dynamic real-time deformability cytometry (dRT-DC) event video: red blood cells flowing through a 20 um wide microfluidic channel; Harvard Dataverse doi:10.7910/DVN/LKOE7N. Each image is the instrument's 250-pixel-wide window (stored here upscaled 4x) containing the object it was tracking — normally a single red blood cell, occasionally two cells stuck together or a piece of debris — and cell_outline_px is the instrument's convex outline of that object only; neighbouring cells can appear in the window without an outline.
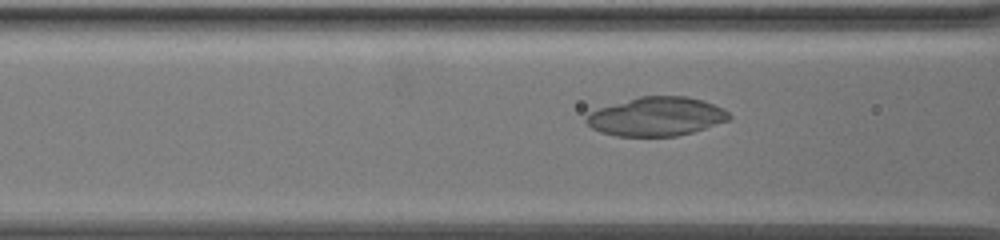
{"species": "common noctule bat (a hibernating species)", "species_latin": "Nyctalus noctula", "temperature_condition": "warm", "stored_images_in_passage": 46, "camera_frame_rate_fps": 3000, "um_per_image_px": 0.085, "animal": {"sex": "female", "body_mass_g": 19.5, "forearm_length_mm": 54.1}, "frame": {"image": 1, "passage_image": 6, "time_ms": 1.667, "image_size_px": [1000, 240], "cell_outline_px": [[732, 116], [728, 120], [692, 132], [676, 136], [616, 136], [600, 132], [592, 128], [584, 120], [592, 112], [600, 108], [640, 96], [688, 96], [704, 100], [724, 108]], "centroid_in_image_um": [55.83, 9.9], "position_along_channel_um": 110.8, "area_um2": 32.14}}
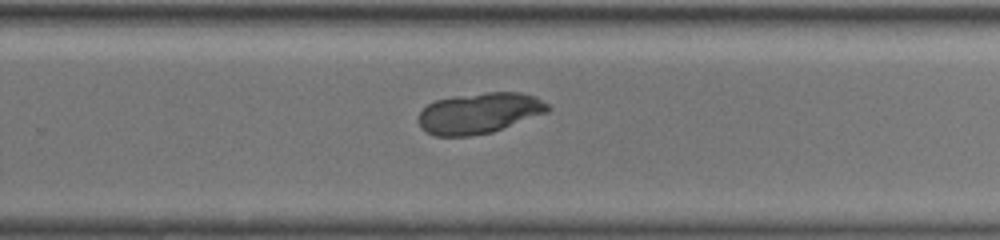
{"frame": {"image": 2, "passage_image": 24, "time_ms": 7.667, "image_size_px": [1000, 240], "cell_outline_px": [[552, 108], [548, 112], [492, 132], [468, 136], [436, 136], [420, 128], [420, 112], [428, 104], [436, 100], [452, 96], [484, 92], [520, 92], [536, 96], [548, 104]], "centroid_in_image_um": [40.77, 9.6], "position_along_channel_um": 289.0, "area_um2": 30.75}}
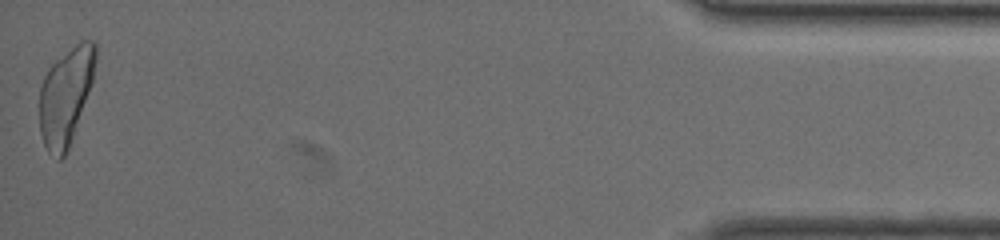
{"frame": {"image": 3, "passage_image": 46, "time_ms": 15.0, "image_size_px": [1000, 240], "cell_outline_px": [[96, 60], [92, 80], [68, 152], [60, 160], [56, 160], [48, 152], [44, 144], [40, 132], [40, 88], [44, 76], [48, 68], [56, 60], [80, 40], [92, 40], [96, 44]], "centroid_in_image_um": [5.58, 8.18], "position_along_channel_um": 429.6, "area_um2": 31.56}}